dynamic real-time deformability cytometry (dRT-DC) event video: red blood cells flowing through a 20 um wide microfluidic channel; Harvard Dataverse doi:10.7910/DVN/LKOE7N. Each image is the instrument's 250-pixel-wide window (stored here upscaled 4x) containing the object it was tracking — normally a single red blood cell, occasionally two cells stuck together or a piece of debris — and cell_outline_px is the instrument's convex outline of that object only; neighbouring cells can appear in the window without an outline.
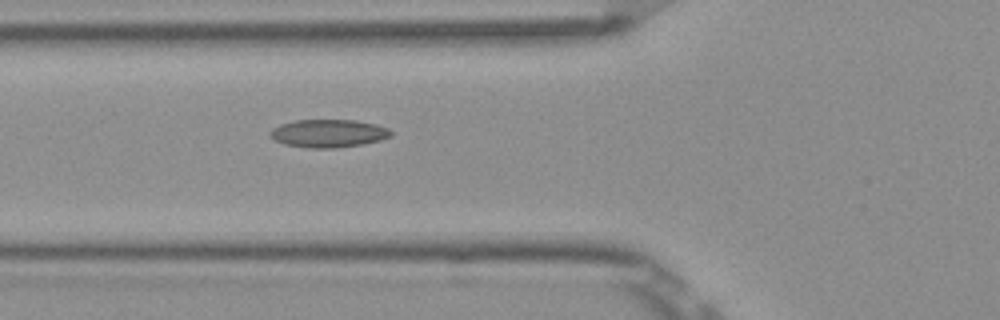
{"species": "Egyptian fruit bat (a non-hibernating species)", "species_latin": "Rousettus aegyptiacus", "temperature_condition": "room temperature", "stored_images_in_passage": 6, "camera_frame_rate_fps": 3000, "um_per_image_px": 0.085, "frame": {"image": 1, "passage_image": 6, "time_ms": 1.667, "image_size_px": [1000, 320], "cell_outline_px": [[392, 136], [380, 140], [360, 144], [336, 148], [308, 148], [284, 144], [276, 140], [268, 132], [272, 128], [280, 124], [296, 120], [356, 120], [376, 124], [388, 128], [392, 132]], "centroid_in_image_um": [27.92, 11.33], "position_along_channel_um": 97.9, "area_um2": 19.65}}